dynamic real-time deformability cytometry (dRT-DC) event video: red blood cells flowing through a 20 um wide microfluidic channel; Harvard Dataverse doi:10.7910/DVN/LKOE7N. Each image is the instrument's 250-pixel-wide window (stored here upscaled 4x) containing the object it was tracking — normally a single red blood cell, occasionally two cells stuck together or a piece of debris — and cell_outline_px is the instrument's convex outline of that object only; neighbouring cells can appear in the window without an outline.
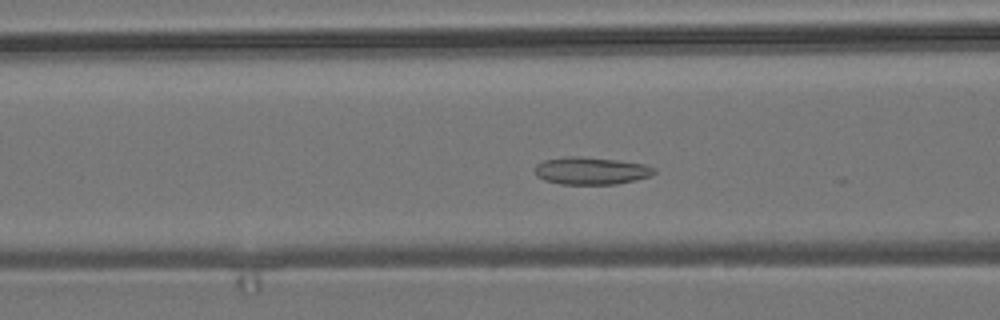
{"species": "common noctule bat (a hibernating species)", "species_latin": "Nyctalus noctula", "temperature_condition": "room temperature", "stored_images_in_passage": 34, "camera_frame_rate_fps": 3000, "um_per_image_px": 0.085, "animal": {"sex": "male", "body_mass_g": 19.2, "forearm_length_mm": 51.8}, "frame": {"image": 1, "passage_image": 7, "time_ms": 2.0, "image_size_px": [1000, 320], "cell_outline_px": [[656, 172], [652, 176], [636, 180], [616, 184], [560, 184], [544, 180], [536, 176], [536, 164], [544, 160], [568, 156], [580, 156], [616, 160], [644, 164], [656, 168]], "centroid_in_image_um": [50.26, 14.52], "position_along_channel_um": 116.3, "area_um2": 19.13}}
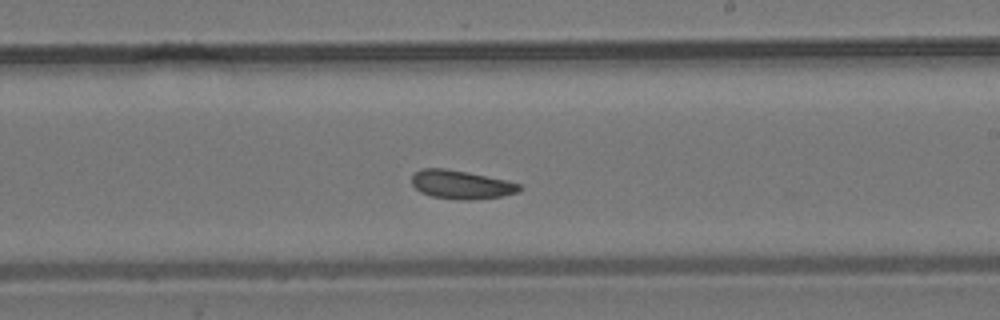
{"frame": {"image": 2, "passage_image": 18, "time_ms": 5.667, "image_size_px": [1000, 320], "cell_outline_px": [[524, 188], [520, 192], [500, 196], [468, 200], [456, 200], [432, 196], [420, 192], [412, 184], [412, 176], [416, 172], [424, 168], [444, 168], [468, 172], [508, 180], [520, 184]], "centroid_in_image_um": [39.24, 15.69], "position_along_channel_um": 249.8, "area_um2": 18.03}}
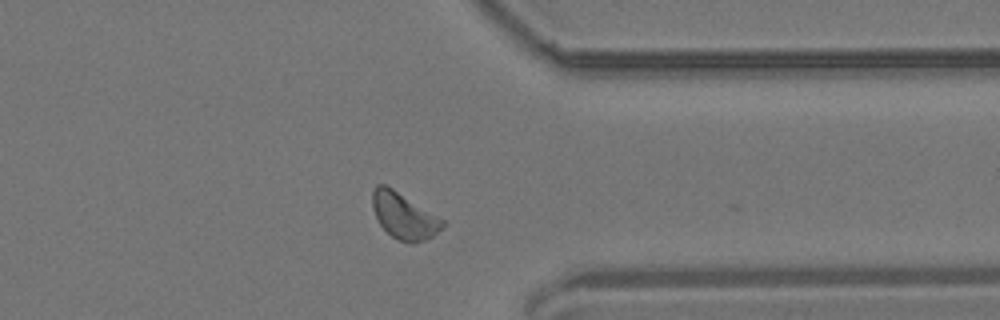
{"frame": {"image": 3, "passage_image": 29, "time_ms": 9.333, "image_size_px": [1000, 320], "cell_outline_px": [[444, 228], [432, 236], [424, 240], [412, 244], [408, 244], [392, 236], [380, 224], [372, 208], [372, 192], [376, 184], [384, 184], [392, 188], [444, 220]], "centroid_in_image_um": [34.33, 18.36], "position_along_channel_um": 377.1, "area_um2": 18.61}, "authors_computed_cell_mechanics": {"area_um2": 18.1203, "velocity_mm_per_s": 3.6426, "shape_relaxation_time_tau1_ms": 3.4243, "shape_relaxation_time_tau2_ms": 2.7827, "deformation_change_tau1": 0.0652, "deformation_change_tau2": 0.078}}